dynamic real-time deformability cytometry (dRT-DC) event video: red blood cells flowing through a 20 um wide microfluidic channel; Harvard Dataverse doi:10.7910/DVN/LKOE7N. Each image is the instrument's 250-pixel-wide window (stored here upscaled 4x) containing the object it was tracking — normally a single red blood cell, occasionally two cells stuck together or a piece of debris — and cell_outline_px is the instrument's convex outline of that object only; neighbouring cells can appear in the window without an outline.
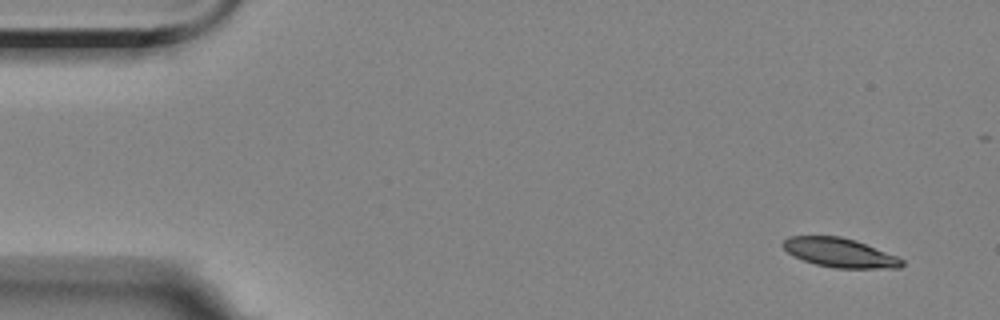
{"species": "Egyptian fruit bat (a non-hibernating species)", "species_latin": "Rousettus aegyptiacus", "temperature_condition": "room temperature", "stored_images_in_passage": 9, "segment_of_instrument_passage": [1, 2], "camera_frame_rate_fps": 3000, "um_per_image_px": 0.085, "animal": {"sex": "female"}, "frame": {"image": 1, "passage_image": 1, "time_ms": 0.0, "image_size_px": [1000, 320], "cell_outline_px": [[904, 264], [900, 268], [836, 268], [816, 264], [792, 256], [784, 248], [784, 240], [788, 236], [840, 236], [856, 240], [896, 256], [904, 260]], "centroid_in_image_um": [71.39, 21.48], "position_along_channel_um": 13.6, "area_um2": 20.06}}
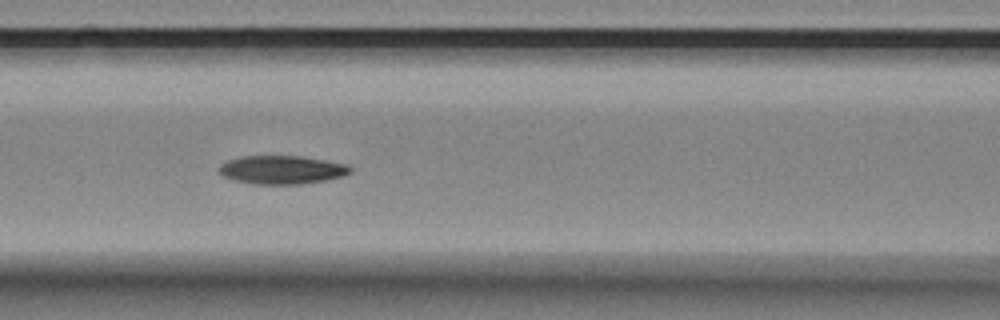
{"frame": {"image": 2, "passage_image": 7, "time_ms": 6.667, "image_size_px": [1000, 320], "cell_outline_px": [[352, 172], [344, 176], [328, 180], [300, 184], [252, 184], [236, 180], [224, 176], [220, 172], [220, 164], [228, 160], [240, 156], [304, 156], [348, 164], [352, 168]], "centroid_in_image_um": [24.02, 14.43], "position_along_channel_um": 142.6, "area_um2": 21.91}}
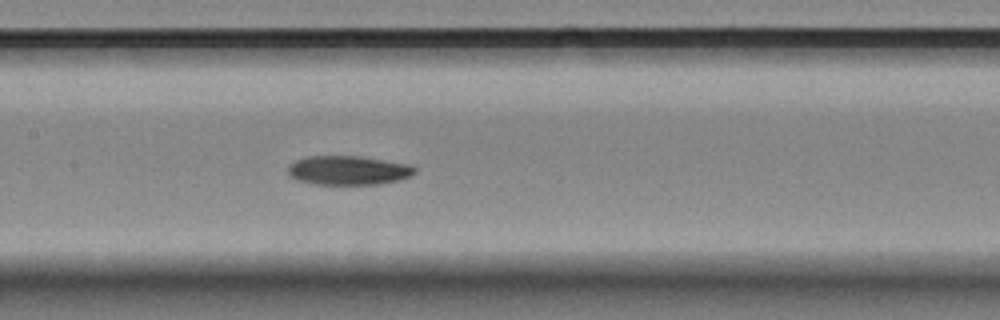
{"frame": {"image": 3, "passage_image": 8, "time_ms": 7.667, "image_size_px": [1000, 320], "cell_outline_px": [[416, 172], [412, 176], [380, 184], [312, 184], [296, 180], [288, 176], [288, 164], [296, 160], [308, 156], [356, 156], [412, 164], [416, 168]], "centroid_in_image_um": [29.58, 14.48], "position_along_channel_um": 177.8, "area_um2": 21.68}}